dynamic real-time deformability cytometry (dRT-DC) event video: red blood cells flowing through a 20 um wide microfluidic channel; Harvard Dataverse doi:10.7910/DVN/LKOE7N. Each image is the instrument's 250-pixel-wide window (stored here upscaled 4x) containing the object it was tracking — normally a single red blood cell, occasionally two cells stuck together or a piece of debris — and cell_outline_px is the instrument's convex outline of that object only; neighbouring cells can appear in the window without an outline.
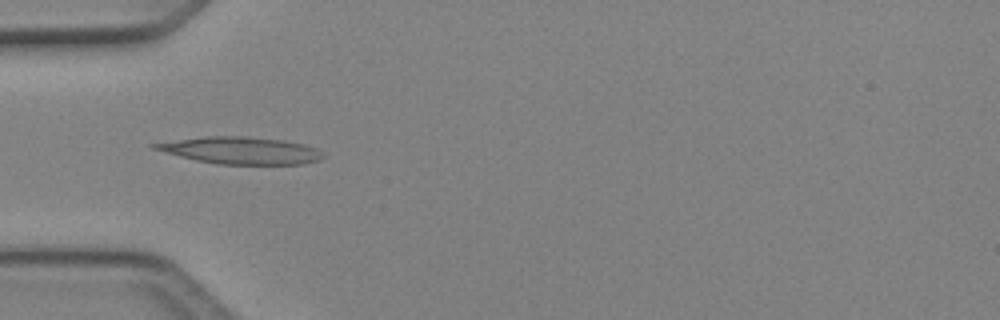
{"species": "Egyptian fruit bat (a non-hibernating species)", "species_latin": "Rousettus aegyptiacus", "temperature_condition": "cold", "stored_images_in_passage": 3, "camera_frame_rate_fps": 3000, "um_per_image_px": 0.085, "animal": {"sex": "female"}, "frame": {"image": 1, "passage_image": 3, "time_ms": 0.667, "image_size_px": [1000, 320], "cell_outline_px": [[324, 156], [320, 160], [304, 164], [216, 164], [196, 160], [180, 156], [152, 148], [148, 144], [204, 136], [244, 136], [284, 140], [304, 144], [316, 148]], "centroid_in_image_um": [20.47, 12.78], "position_along_channel_um": 64.5, "area_um2": 26.41}}